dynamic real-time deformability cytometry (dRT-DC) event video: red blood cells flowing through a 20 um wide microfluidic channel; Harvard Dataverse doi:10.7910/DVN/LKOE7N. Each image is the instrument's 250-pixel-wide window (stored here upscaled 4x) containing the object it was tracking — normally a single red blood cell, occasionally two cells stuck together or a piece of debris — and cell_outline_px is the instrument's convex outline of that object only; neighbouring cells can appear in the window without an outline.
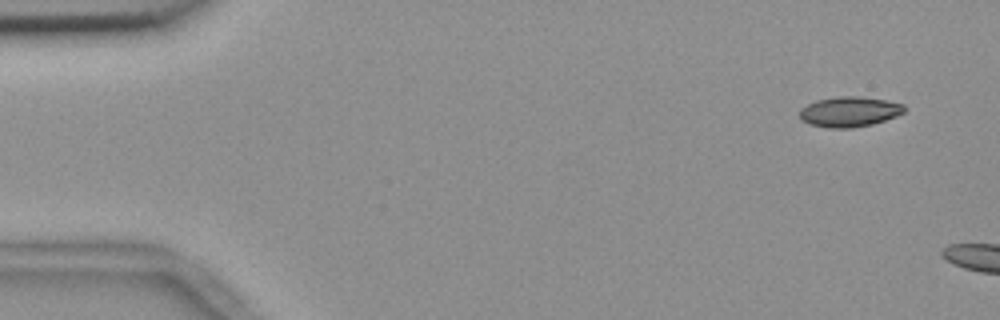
{"species": "common noctule bat (a hibernating species)", "species_latin": "Nyctalus noctula", "temperature_condition": "room temperature", "stored_images_in_passage": 11, "camera_frame_rate_fps": 3000, "um_per_image_px": 0.085, "animal": {"sex": "female", "body_mass_g": 18.4}, "frame": {"image": 1, "passage_image": 1, "time_ms": 0.0, "image_size_px": [1000, 320], "cell_outline_px": [[904, 112], [896, 116], [872, 124], [852, 128], [828, 128], [808, 124], [800, 120], [800, 108], [816, 100], [840, 96], [860, 96], [884, 100], [904, 104]], "centroid_in_image_um": [72.16, 9.5], "position_along_channel_um": 12.8, "area_um2": 18.44}}
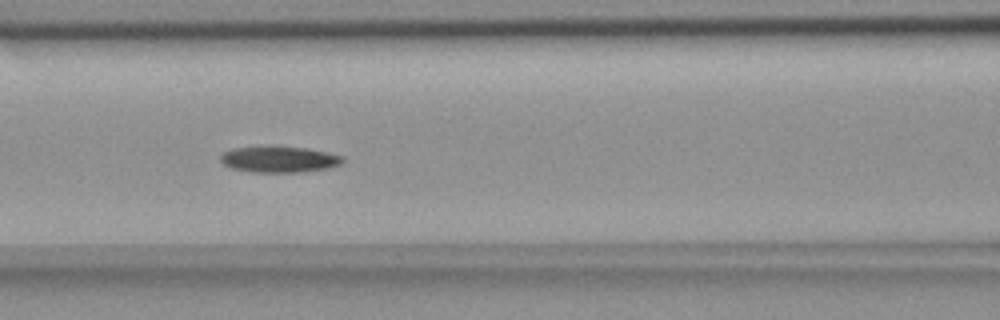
{"frame": {"image": 2, "passage_image": 8, "time_ms": 2.333, "image_size_px": [1000, 320], "cell_outline_px": [[344, 160], [340, 164], [328, 168], [304, 172], [252, 172], [232, 168], [224, 164], [220, 160], [220, 156], [224, 152], [236, 148], [308, 148], [344, 156]], "centroid_in_image_um": [23.77, 13.57], "position_along_channel_um": 142.8, "area_um2": 18.03}}
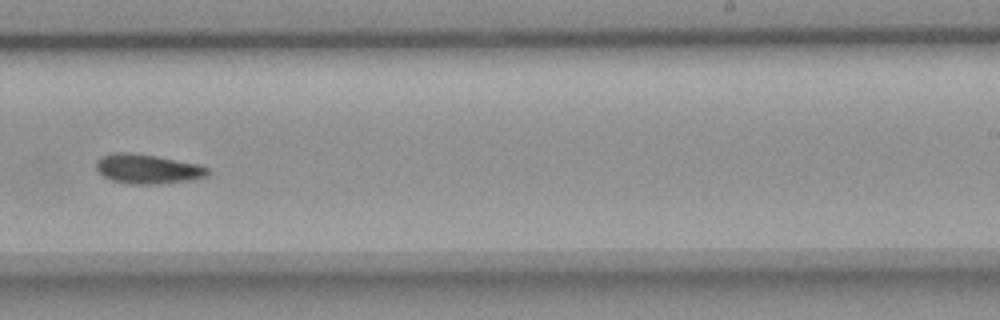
{"frame": {"image": 3, "passage_image": 11, "time_ms": 3.333, "image_size_px": [1000, 320], "cell_outline_px": [[208, 176], [188, 180], [160, 184], [132, 184], [112, 180], [104, 176], [96, 168], [96, 160], [100, 156], [112, 152], [128, 152], [156, 156], [200, 164], [208, 168]], "centroid_in_image_um": [12.53, 14.35], "position_along_channel_um": 276.5, "area_um2": 19.19}}